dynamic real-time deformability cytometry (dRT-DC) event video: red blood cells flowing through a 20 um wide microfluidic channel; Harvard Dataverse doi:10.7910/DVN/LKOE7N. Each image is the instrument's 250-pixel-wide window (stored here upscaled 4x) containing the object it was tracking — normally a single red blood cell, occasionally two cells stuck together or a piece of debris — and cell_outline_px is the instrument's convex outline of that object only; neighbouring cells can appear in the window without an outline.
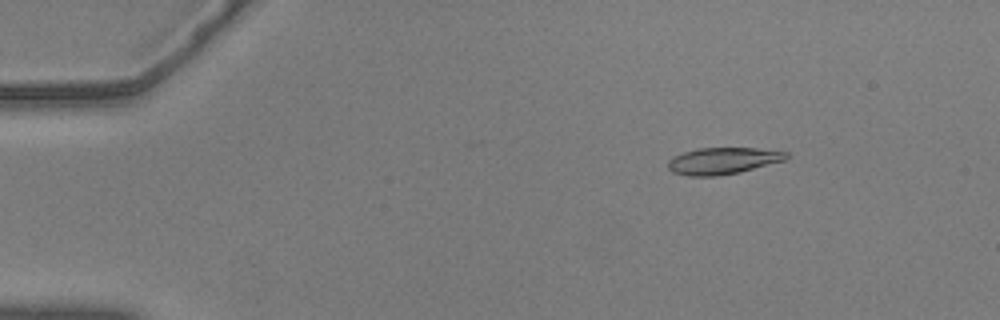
{"species": "common noctule bat (a hibernating species)", "species_latin": "Nyctalus noctula", "temperature_condition": "warm", "stored_images_in_passage": 57, "camera_frame_rate_fps": 3000, "um_per_image_px": 0.085, "animal": {"sex": "male", "body_mass_g": 20.5, "forearm_length_mm": 52.5}, "frame": {"image": 1, "passage_image": 9, "time_ms": 2.667, "image_size_px": [1000, 320], "cell_outline_px": [[788, 156], [784, 160], [740, 172], [716, 176], [688, 176], [672, 172], [668, 168], [668, 160], [672, 156], [684, 152], [700, 148], [756, 148], [788, 152]], "centroid_in_image_um": [61.4, 13.67], "position_along_channel_um": 23.6, "area_um2": 18.32}}
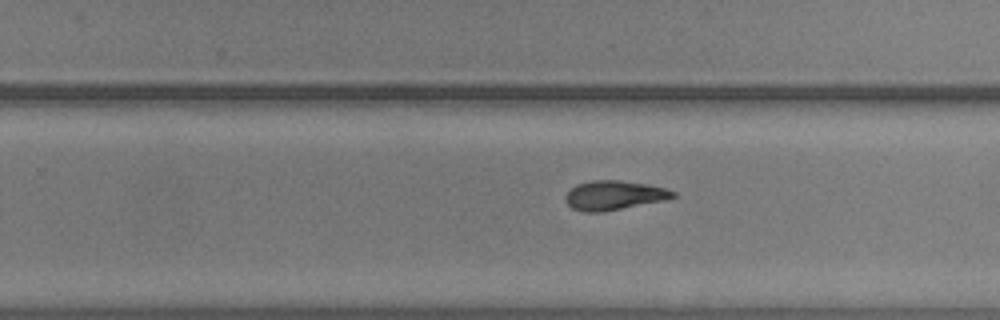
{"frame": {"image": 2, "passage_image": 37, "time_ms": 12.0, "image_size_px": [1000, 320], "cell_outline_px": [[676, 196], [664, 200], [600, 212], [584, 212], [572, 208], [564, 200], [564, 196], [576, 184], [592, 180], [616, 180], [648, 184], [664, 188], [676, 192]], "centroid_in_image_um": [52.16, 16.59], "position_along_channel_um": 277.6, "area_um2": 18.15}}
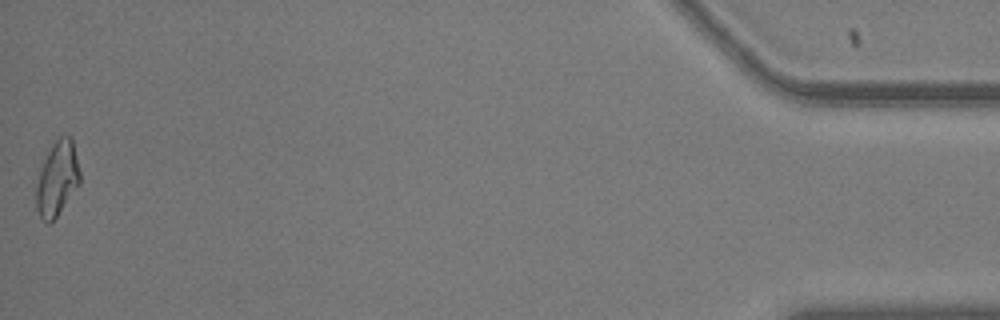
{"frame": {"image": 3, "passage_image": 57, "time_ms": 18.667, "image_size_px": [1000, 320], "cell_outline_px": [[80, 184], [56, 216], [48, 224], [40, 216], [36, 208], [36, 188], [40, 172], [44, 160], [52, 144], [60, 136], [72, 136], [80, 172]], "centroid_in_image_um": [4.88, 15.16], "position_along_channel_um": 430.3, "area_um2": 18.67}, "authors_computed_cell_mechanics": {"area_um2": 18.3804, "velocity_mm_per_s": 3.6423, "shape_relaxation_time_tau1_ms": 10.8673, "shape_relaxation_time_tau2_ms": 5.5501, "deformation_change_tau1": 0.2817, "deformation_change_tau2": 0.1439}}